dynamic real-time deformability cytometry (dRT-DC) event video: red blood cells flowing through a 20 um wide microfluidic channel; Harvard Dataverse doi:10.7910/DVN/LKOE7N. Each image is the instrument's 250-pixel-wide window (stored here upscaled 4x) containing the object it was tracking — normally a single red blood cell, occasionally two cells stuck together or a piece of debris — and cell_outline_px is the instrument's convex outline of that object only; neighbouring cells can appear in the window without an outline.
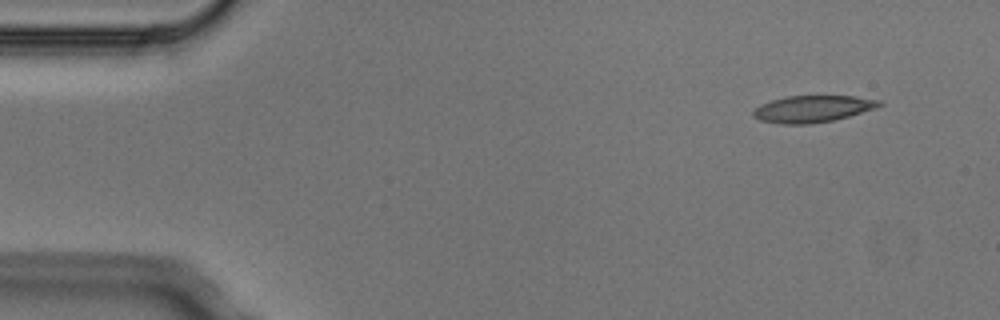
{"species": "Egyptian fruit bat (a non-hibernating species)", "species_latin": "Rousettus aegyptiacus", "temperature_condition": "cold", "stored_images_in_passage": 5, "camera_frame_rate_fps": 3000, "um_per_image_px": 0.085, "animal": {"sex": "male"}, "frame": {"image": 1, "passage_image": 1, "time_ms": 0.0, "image_size_px": [1000, 320], "cell_outline_px": [[884, 104], [876, 108], [848, 116], [832, 120], [812, 124], [780, 124], [760, 120], [752, 116], [752, 112], [760, 104], [784, 96], [856, 96], [880, 100]], "centroid_in_image_um": [69.06, 9.25], "position_along_channel_um": 15.9, "area_um2": 19.71}}
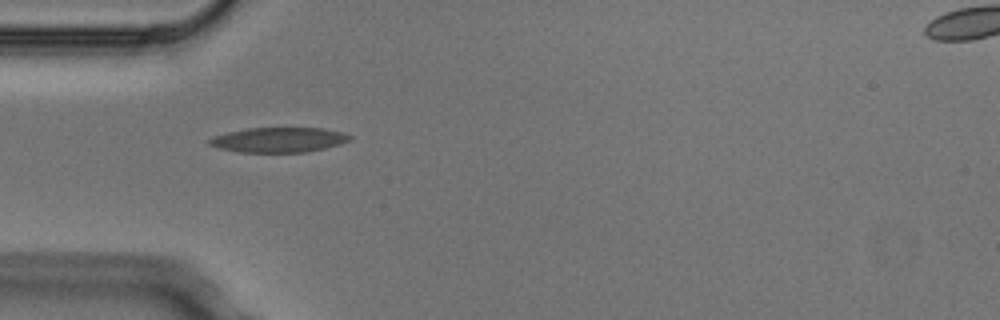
{"frame": {"image": 2, "passage_image": 4, "time_ms": 1.0, "image_size_px": [1000, 320], "cell_outline_px": [[352, 140], [340, 144], [324, 148], [304, 152], [240, 152], [216, 148], [208, 144], [208, 140], [212, 136], [228, 132], [248, 128], [324, 128], [344, 132], [352, 136]], "centroid_in_image_um": [23.69, 11.88], "position_along_channel_um": 61.3, "area_um2": 20.52}}
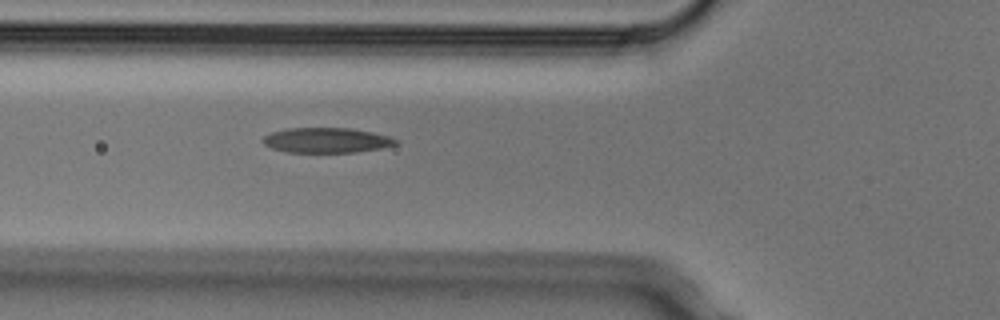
{"frame": {"image": 3, "passage_image": 5, "time_ms": 1.333, "image_size_px": [1000, 320], "cell_outline_px": [[400, 140], [396, 144], [380, 148], [356, 152], [288, 152], [272, 148], [264, 144], [260, 140], [264, 136], [272, 132], [288, 128], [348, 128], [372, 132], [388, 136]], "centroid_in_image_um": [27.74, 11.92], "position_along_channel_um": 98.1, "area_um2": 19.31}}